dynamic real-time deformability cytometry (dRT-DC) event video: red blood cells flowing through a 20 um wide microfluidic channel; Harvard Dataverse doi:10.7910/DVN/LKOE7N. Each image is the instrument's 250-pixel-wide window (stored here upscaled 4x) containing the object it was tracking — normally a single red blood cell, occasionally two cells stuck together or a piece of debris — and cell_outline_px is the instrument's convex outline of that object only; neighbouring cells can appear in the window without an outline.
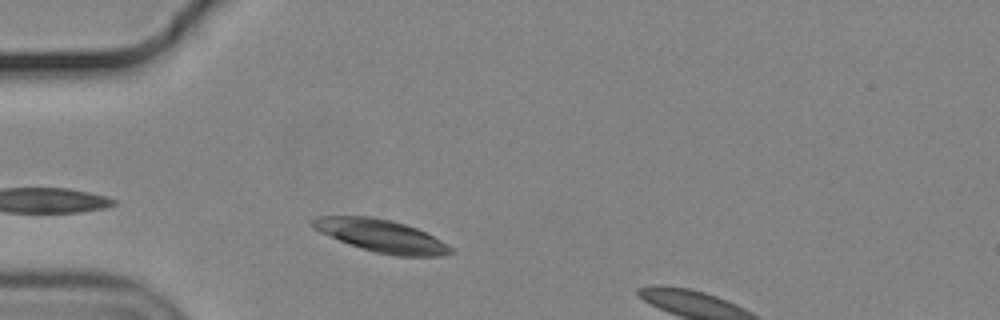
{"species": "common noctule bat (a hibernating species)", "species_latin": "Nyctalus noctula", "temperature_condition": "cold", "stored_images_in_passage": 33, "camera_frame_rate_fps": 3000, "um_per_image_px": 0.085, "animal": {"sex": "male", "body_mass_g": 19.2, "forearm_length_mm": 51.8}, "frame": {"image": 1, "passage_image": 4, "time_ms": 1.0, "image_size_px": [1000, 320], "cell_outline_px": [[456, 252], [440, 256], [396, 256], [376, 252], [360, 248], [320, 232], [312, 228], [308, 224], [308, 220], [316, 216], [372, 216], [392, 220], [416, 228], [448, 244]], "centroid_in_image_um": [32.37, 20.03], "position_along_channel_um": 52.6, "area_um2": 26.3}}
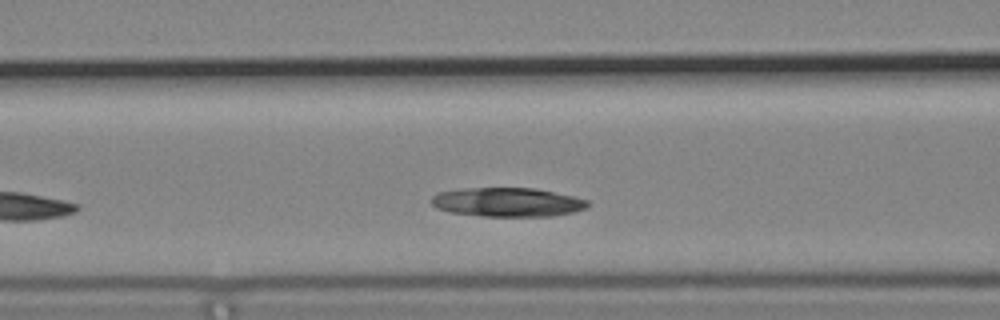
{"frame": {"image": 2, "passage_image": 11, "time_ms": 3.333, "image_size_px": [1000, 320], "cell_outline_px": [[588, 204], [584, 208], [572, 212], [552, 216], [480, 216], [452, 212], [436, 208], [432, 204], [432, 196], [436, 192], [464, 188], [536, 188], [572, 196], [588, 200]], "centroid_in_image_um": [43.09, 17.18], "position_along_channel_um": 123.5, "area_um2": 26.3}}
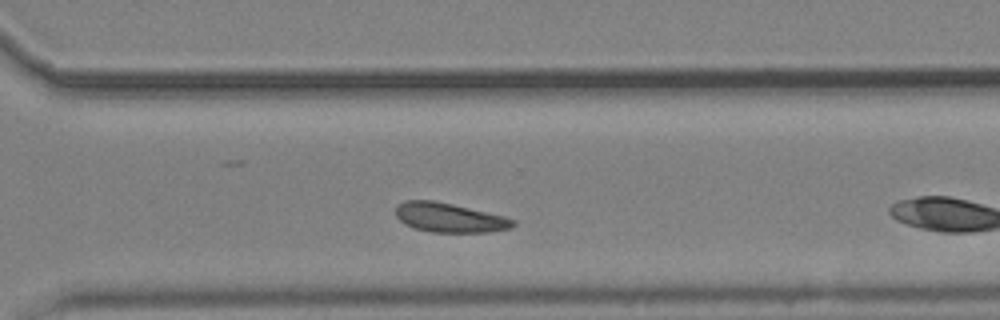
{"frame": {"image": 3, "passage_image": 25, "time_ms": 8.0, "image_size_px": [1000, 320], "cell_outline_px": [[516, 224], [512, 228], [488, 232], [432, 232], [416, 228], [404, 224], [396, 216], [396, 208], [404, 200], [432, 200], [452, 204], [504, 216], [516, 220]], "centroid_in_image_um": [38.22, 18.5], "position_along_channel_um": 332.4, "area_um2": 19.94}, "authors_computed_cell_mechanics": {"area_um2": 20.6924, "velocity_mm_per_s": 3.5908, "shape_relaxation_time_tau1_ms": 5.3224, "shape_relaxation_time_tau2_ms": null, "deformation_change_tau1": 0.178, "deformation_change_tau2": null}}